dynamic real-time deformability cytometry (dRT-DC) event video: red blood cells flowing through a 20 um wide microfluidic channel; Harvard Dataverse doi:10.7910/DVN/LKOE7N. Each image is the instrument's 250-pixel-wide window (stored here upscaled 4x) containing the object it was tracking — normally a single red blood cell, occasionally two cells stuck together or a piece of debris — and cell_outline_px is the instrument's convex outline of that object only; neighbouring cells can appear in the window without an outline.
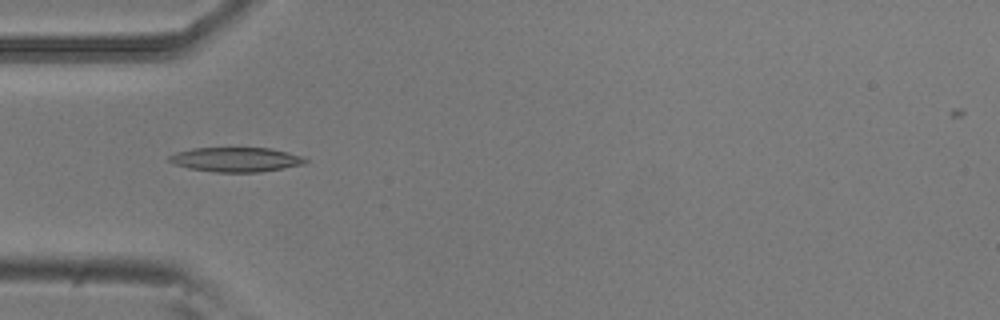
{"species": "common noctule bat (a hibernating species)", "species_latin": "Nyctalus noctula", "temperature_condition": "room temperature", "stored_images_in_passage": 10, "camera_frame_rate_fps": 3000, "um_per_image_px": 0.085, "animal": {"sex": "male", "body_mass_g": 20.5, "forearm_length_mm": 52.5}, "frame": {"image": 1, "passage_image": 4, "time_ms": 1.0, "image_size_px": [1000, 320], "cell_outline_px": [[308, 160], [304, 164], [260, 172], [216, 172], [188, 168], [176, 164], [168, 160], [168, 156], [176, 152], [192, 148], [268, 148], [300, 156]], "centroid_in_image_um": [20.01, 13.56], "position_along_channel_um": 65.0, "area_um2": 19.13}}
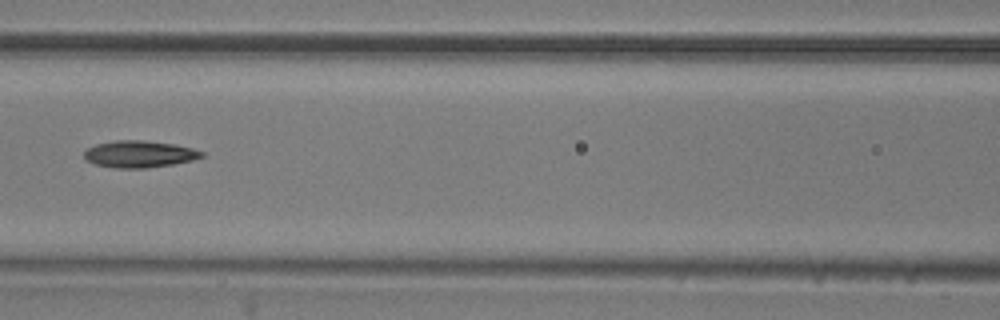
{"frame": {"image": 2, "passage_image": 6, "time_ms": 1.667, "image_size_px": [1000, 320], "cell_outline_px": [[204, 156], [192, 160], [172, 164], [144, 168], [116, 168], [96, 164], [84, 160], [84, 152], [88, 148], [96, 144], [116, 140], [144, 140], [176, 144], [192, 148], [204, 152]], "centroid_in_image_um": [11.84, 13.09], "position_along_channel_um": 154.8, "area_um2": 18.38}}
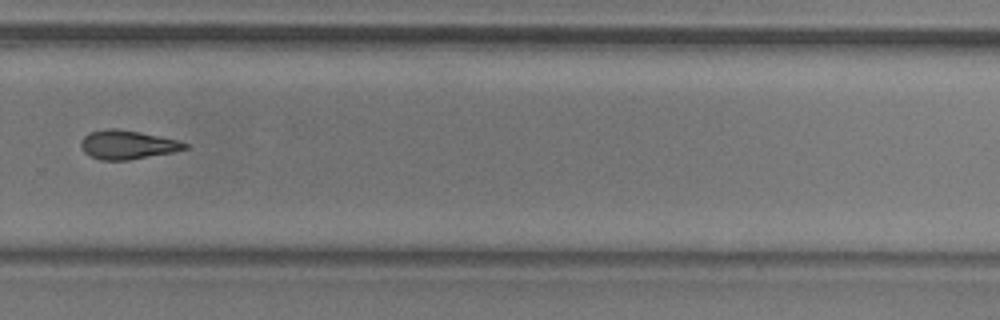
{"frame": {"image": 3, "passage_image": 10, "time_ms": 3.0, "image_size_px": [1000, 320], "cell_outline_px": [[188, 148], [172, 152], [128, 160], [100, 160], [84, 152], [80, 144], [80, 140], [84, 136], [92, 132], [104, 128], [116, 128], [140, 132], [180, 140], [188, 144]], "centroid_in_image_um": [10.83, 12.29], "position_along_channel_um": 319.0, "area_um2": 17.46}}